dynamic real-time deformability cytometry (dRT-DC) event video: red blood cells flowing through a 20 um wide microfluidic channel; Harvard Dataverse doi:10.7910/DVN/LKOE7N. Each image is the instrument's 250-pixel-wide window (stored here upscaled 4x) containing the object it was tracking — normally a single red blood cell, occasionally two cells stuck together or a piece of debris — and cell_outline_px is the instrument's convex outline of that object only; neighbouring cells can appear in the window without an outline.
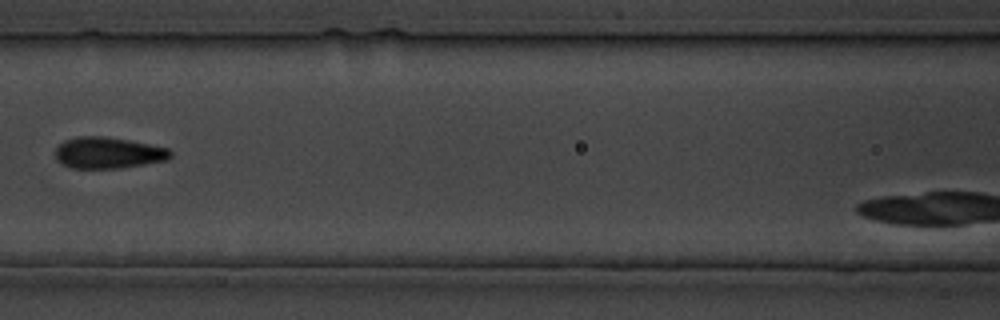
{"species": "common noctule bat (a hibernating species)", "species_latin": "Nyctalus noctula", "temperature_condition": "cold", "stored_images_in_passage": 25, "camera_frame_rate_fps": 3000, "um_per_image_px": 0.085, "animal": {"sex": "male", "body_mass_g": 19.5, "forearm_length_mm": 54.6}, "frame": {"image": 1, "passage_image": 8, "time_ms": 10.0, "image_size_px": [1000, 320], "cell_outline_px": [[172, 156], [168, 160], [120, 168], [72, 168], [56, 160], [56, 148], [64, 140], [76, 136], [104, 136], [128, 140], [168, 148], [172, 152]], "centroid_in_image_um": [9.19, 12.98], "position_along_channel_um": 157.4, "area_um2": 20.98}}